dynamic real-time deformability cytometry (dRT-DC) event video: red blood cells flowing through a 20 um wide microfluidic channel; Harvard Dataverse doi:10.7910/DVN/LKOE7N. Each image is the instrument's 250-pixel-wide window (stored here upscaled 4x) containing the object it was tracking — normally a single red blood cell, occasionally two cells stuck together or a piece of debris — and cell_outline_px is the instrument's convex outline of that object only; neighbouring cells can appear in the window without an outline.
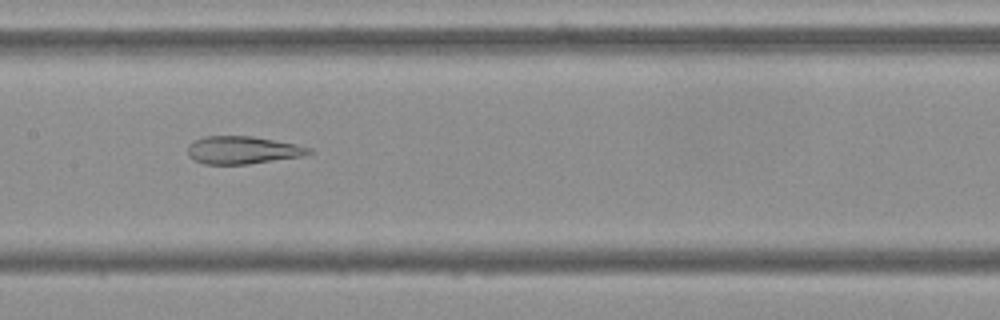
{"species": "Egyptian fruit bat (a non-hibernating species)", "species_latin": "Rousettus aegyptiacus", "temperature_condition": "cold", "stored_images_in_passage": 33, "camera_frame_rate_fps": 3000, "um_per_image_px": 0.085, "frame": {"image": 1, "passage_image": 11, "time_ms": 3.333, "image_size_px": [1000, 320], "cell_outline_px": [[312, 152], [304, 156], [248, 164], [204, 164], [192, 160], [188, 156], [188, 144], [192, 140], [204, 136], [252, 136], [296, 144], [312, 148]], "centroid_in_image_um": [20.59, 12.76], "position_along_channel_um": 186.8, "area_um2": 19.77}}
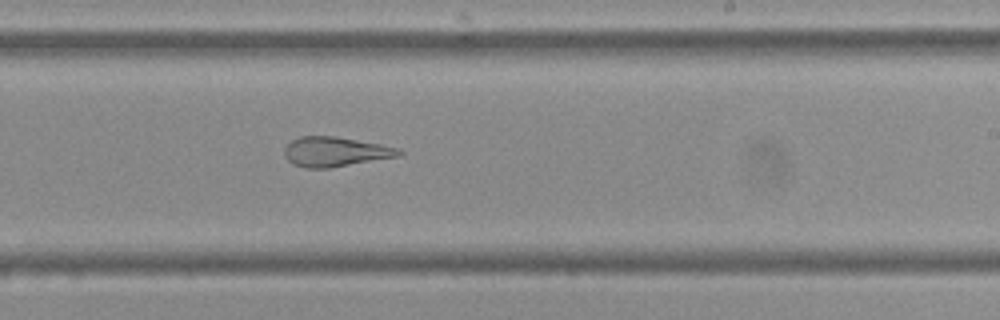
{"frame": {"image": 2, "passage_image": 17, "time_ms": 5.333, "image_size_px": [1000, 320], "cell_outline_px": [[404, 152], [400, 156], [328, 168], [304, 168], [292, 164], [284, 156], [284, 148], [292, 140], [300, 136], [336, 136], [380, 144], [400, 148]], "centroid_in_image_um": [28.49, 12.9], "position_along_channel_um": 260.5, "area_um2": 19.88}}
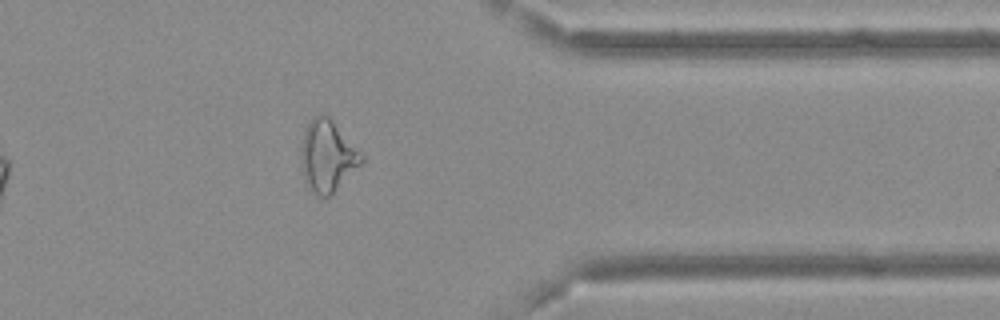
{"frame": {"image": 3, "passage_image": 28, "time_ms": 9.0, "image_size_px": [1000, 320], "cell_outline_px": [[364, 160], [328, 196], [320, 196], [308, 188], [304, 180], [300, 164], [300, 148], [304, 128], [312, 116], [320, 112], [324, 112], [332, 120], [364, 156]], "centroid_in_image_um": [27.76, 13.19], "position_along_channel_um": 383.6, "area_um2": 25.09}, "authors_computed_cell_mechanics": {"area_um2": 21.0392, "velocity_mm_per_s": 3.6964, "shape_relaxation_time_tau1_ms": null, "shape_relaxation_time_tau2_ms": 3.0804, "deformation_change_tau1": null, "deformation_change_tau2": 0.1157}}